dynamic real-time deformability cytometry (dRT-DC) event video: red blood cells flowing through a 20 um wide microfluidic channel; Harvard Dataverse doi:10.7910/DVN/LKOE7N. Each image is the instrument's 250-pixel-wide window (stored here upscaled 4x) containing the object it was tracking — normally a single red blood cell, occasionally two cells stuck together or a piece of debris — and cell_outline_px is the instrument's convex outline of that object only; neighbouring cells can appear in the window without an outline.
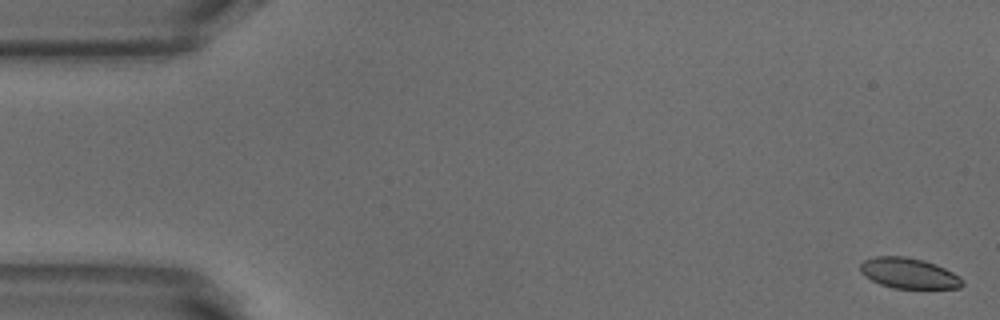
{"species": "common noctule bat (a hibernating species)", "species_latin": "Nyctalus noctula", "temperature_condition": "warm", "stored_images_in_passage": 48, "camera_frame_rate_fps": 3000, "um_per_image_px": 0.085, "animal": {"sex": "male", "body_mass_g": 18.8}, "frame": {"image": 1, "passage_image": 1, "time_ms": 0.0, "image_size_px": [1000, 320], "cell_outline_px": [[964, 284], [960, 288], [892, 288], [880, 284], [864, 276], [860, 272], [860, 264], [864, 260], [876, 256], [904, 256], [924, 260], [936, 264], [960, 276], [964, 280]], "centroid_in_image_um": [77.25, 23.22], "position_along_channel_um": 7.7, "area_um2": 18.26}}
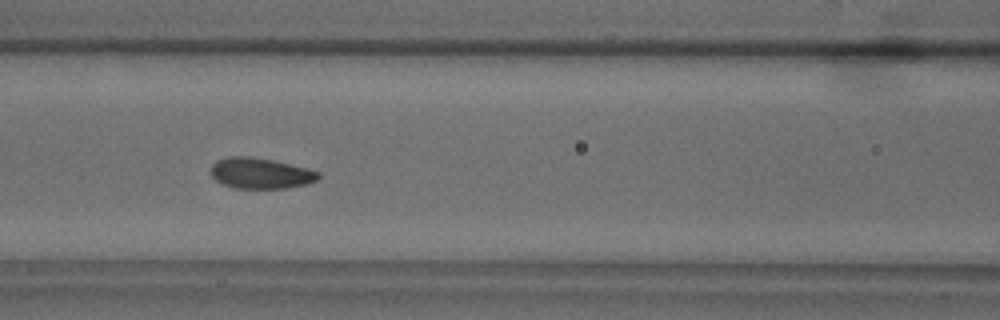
{"frame": {"image": 2, "passage_image": 22, "time_ms": 7.0, "image_size_px": [1000, 320], "cell_outline_px": [[320, 176], [316, 180], [304, 184], [284, 188], [236, 188], [224, 184], [216, 180], [212, 176], [212, 164], [216, 160], [228, 156], [252, 156], [272, 160], [308, 168], [320, 172]], "centroid_in_image_um": [22.13, 14.71], "position_along_channel_um": 144.5, "area_um2": 19.13}}
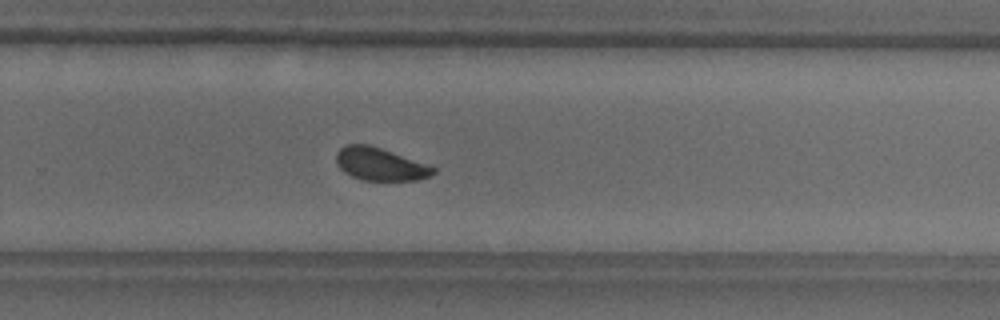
{"frame": {"image": 3, "passage_image": 34, "time_ms": 11.0, "image_size_px": [1000, 320], "cell_outline_px": [[436, 172], [432, 176], [420, 180], [364, 180], [352, 176], [344, 172], [336, 164], [336, 152], [340, 148], [348, 144], [368, 144], [380, 148], [436, 168]], "centroid_in_image_um": [32.29, 13.96], "position_along_channel_um": 297.5, "area_um2": 18.32}, "authors_computed_cell_mechanics": {"area_um2": 19.2763, "velocity_mm_per_s": 3.8307, "shape_relaxation_time_tau1_ms": 2.1512, "shape_relaxation_time_tau2_ms": 0.7862, "deformation_change_tau1": 0.0836, "deformation_change_tau2": 0.05}}